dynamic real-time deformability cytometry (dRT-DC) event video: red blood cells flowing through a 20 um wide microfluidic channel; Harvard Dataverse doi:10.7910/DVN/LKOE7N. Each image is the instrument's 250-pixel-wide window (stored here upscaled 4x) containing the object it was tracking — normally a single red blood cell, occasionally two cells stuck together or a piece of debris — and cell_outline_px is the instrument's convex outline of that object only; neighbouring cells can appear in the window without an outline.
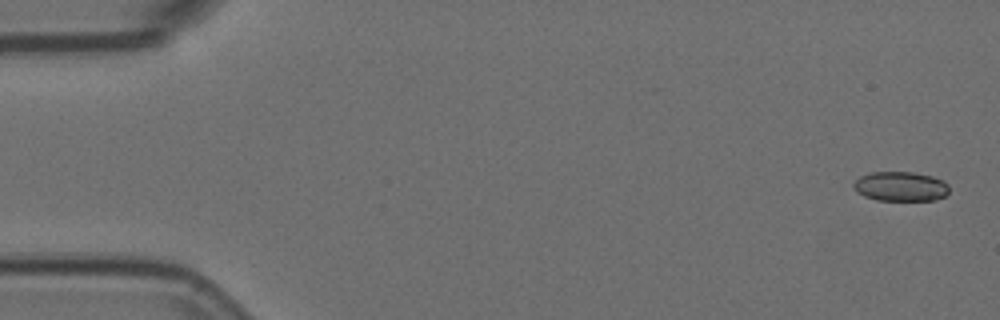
{"species": "Egyptian fruit bat (a non-hibernating species)", "species_latin": "Rousettus aegyptiacus", "temperature_condition": "room temperature", "stored_images_in_passage": 7, "camera_frame_rate_fps": 3000, "um_per_image_px": 0.085, "animal": {"sex": "female"}, "frame": {"image": 1, "passage_image": 1, "time_ms": 0.0, "image_size_px": [1000, 320], "cell_outline_px": [[948, 192], [944, 196], [936, 200], [876, 200], [864, 196], [856, 192], [852, 184], [860, 176], [872, 172], [912, 172], [932, 176], [944, 180], [948, 184]], "centroid_in_image_um": [76.55, 15.84], "position_along_channel_um": 8.5, "area_um2": 16.53}}
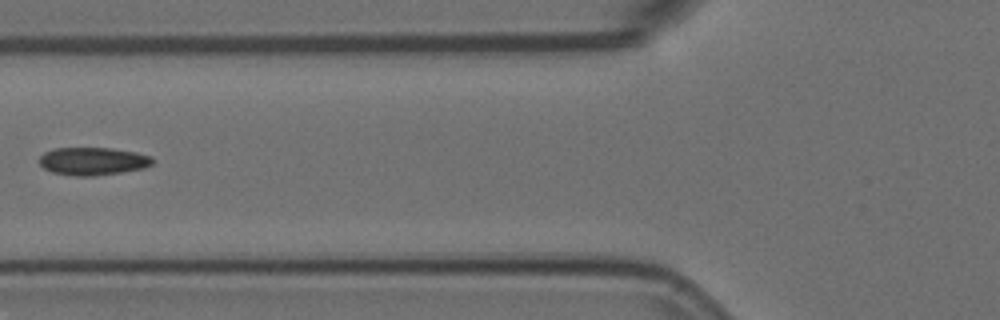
{"frame": {"image": 2, "passage_image": 6, "time_ms": 1.667, "image_size_px": [1000, 320], "cell_outline_px": [[152, 164], [144, 168], [120, 172], [92, 176], [76, 176], [52, 172], [44, 168], [40, 164], [40, 156], [44, 152], [52, 148], [112, 148], [136, 152], [152, 156]], "centroid_in_image_um": [7.88, 13.69], "position_along_channel_um": 117.9, "area_um2": 18.32}}
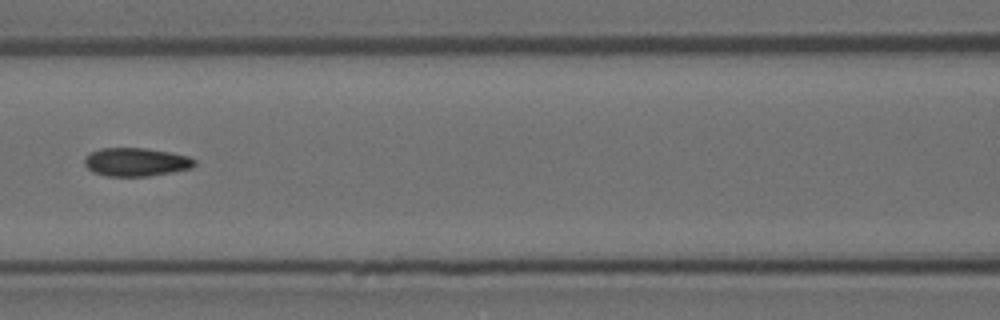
{"frame": {"image": 3, "passage_image": 7, "time_ms": 2.0, "image_size_px": [1000, 320], "cell_outline_px": [[196, 164], [192, 168], [172, 172], [148, 176], [104, 176], [92, 172], [84, 164], [84, 156], [100, 148], [144, 148], [168, 152], [188, 156], [196, 160]], "centroid_in_image_um": [11.54, 13.78], "position_along_channel_um": 155.1, "area_um2": 18.26}}